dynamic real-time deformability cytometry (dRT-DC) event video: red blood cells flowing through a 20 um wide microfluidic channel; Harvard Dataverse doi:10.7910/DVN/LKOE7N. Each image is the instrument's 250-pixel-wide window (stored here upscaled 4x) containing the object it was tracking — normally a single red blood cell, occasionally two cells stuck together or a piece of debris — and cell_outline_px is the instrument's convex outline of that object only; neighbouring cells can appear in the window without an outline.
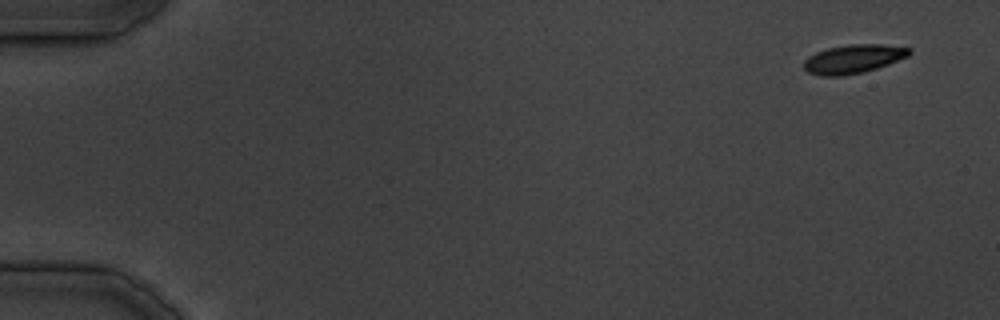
{"species": "common noctule bat (a hibernating species)", "species_latin": "Nyctalus noctula", "temperature_condition": "cold", "stored_images_in_passage": 33, "camera_frame_rate_fps": 3000, "um_per_image_px": 0.085, "animal": {"sex": "male", "body_mass_g": 19.5, "forearm_length_mm": 54.6}, "frame": {"image": 1, "passage_image": 1, "time_ms": 0.0, "image_size_px": [1000, 320], "cell_outline_px": [[912, 52], [908, 56], [888, 64], [864, 72], [840, 76], [820, 76], [808, 72], [804, 68], [804, 60], [808, 56], [816, 52], [828, 48], [848, 44], [880, 44], [912, 48]], "centroid_in_image_um": [72.53, 5.01], "position_along_channel_um": 12.5, "area_um2": 17.69}}
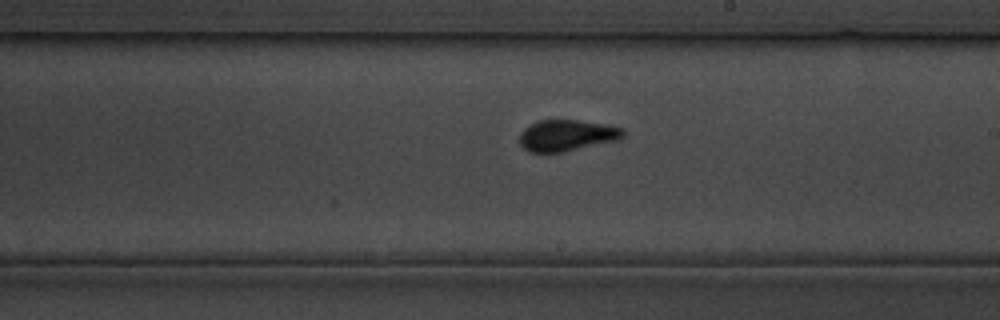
{"frame": {"image": 2, "passage_image": 21, "time_ms": 25.0, "image_size_px": [1000, 320], "cell_outline_px": [[624, 136], [620, 140], [564, 152], [528, 152], [520, 144], [520, 132], [524, 128], [540, 120], [580, 120], [604, 124], [624, 128]], "centroid_in_image_um": [48.21, 11.51], "position_along_channel_um": 240.8, "area_um2": 19.02}}
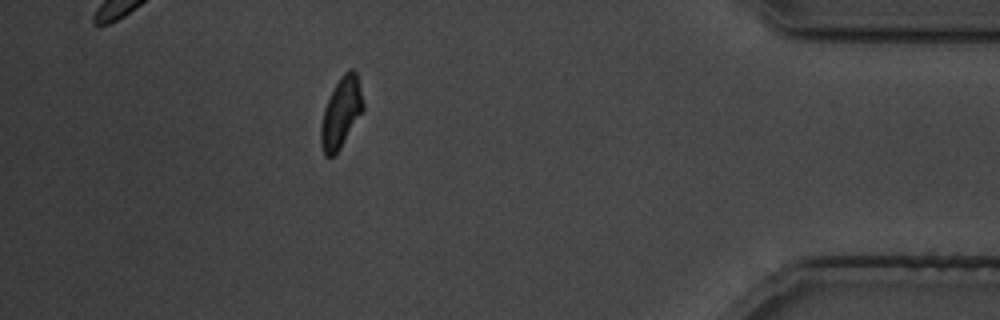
{"frame": {"image": 3, "passage_image": 32, "time_ms": 39.0, "image_size_px": [1000, 320], "cell_outline_px": [[364, 108], [340, 148], [332, 156], [324, 156], [320, 144], [320, 128], [324, 108], [340, 76], [348, 68], [352, 68], [356, 72], [364, 104]], "centroid_in_image_um": [28.98, 9.57], "position_along_channel_um": 406.2, "area_um2": 17.05}}